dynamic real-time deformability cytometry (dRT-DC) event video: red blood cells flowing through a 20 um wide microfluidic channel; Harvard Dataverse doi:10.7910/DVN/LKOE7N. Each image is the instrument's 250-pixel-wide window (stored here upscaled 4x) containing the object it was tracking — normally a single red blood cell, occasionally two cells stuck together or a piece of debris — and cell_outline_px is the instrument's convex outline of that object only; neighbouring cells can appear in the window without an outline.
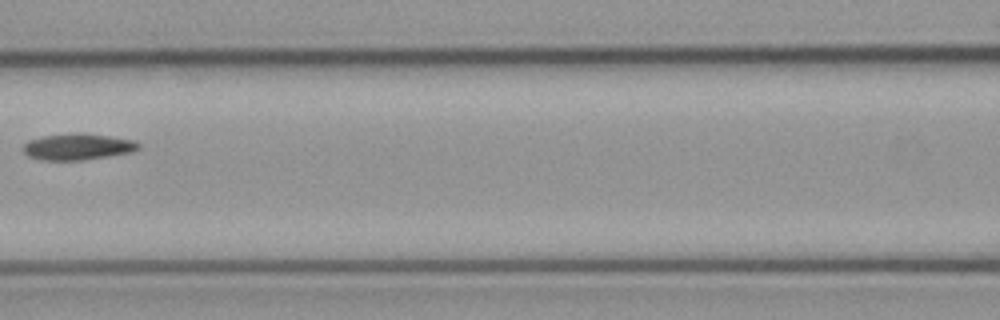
{"species": "common noctule bat (a hibernating species)", "species_latin": "Nyctalus noctula", "temperature_condition": "cold", "stored_images_in_passage": 5, "camera_frame_rate_fps": 3000, "um_per_image_px": 0.085, "animal": {"sex": "male", "body_mass_g": 23.1, "forearm_length_mm": 52.7}, "frame": {"image": 1, "passage_image": 4, "time_ms": 3.667, "image_size_px": [1000, 320], "cell_outline_px": [[140, 148], [132, 152], [80, 160], [44, 160], [28, 156], [24, 152], [24, 144], [28, 140], [44, 136], [76, 132], [84, 132], [136, 140], [140, 144]], "centroid_in_image_um": [6.64, 12.45], "position_along_channel_um": 160.0, "area_um2": 17.74}}
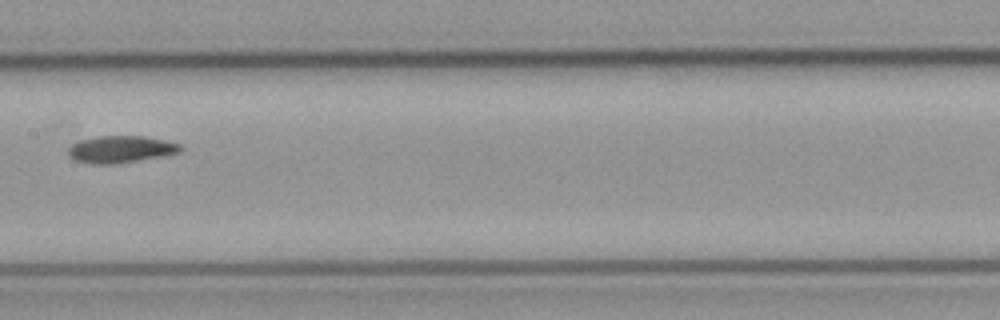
{"frame": {"image": 2, "passage_image": 5, "time_ms": 4.667, "image_size_px": [1000, 320], "cell_outline_px": [[184, 148], [180, 152], [164, 156], [116, 164], [88, 164], [76, 160], [68, 156], [68, 148], [72, 144], [80, 140], [100, 136], [144, 136], [168, 140], [180, 144]], "centroid_in_image_um": [10.29, 12.69], "position_along_channel_um": 197.1, "area_um2": 17.92}}